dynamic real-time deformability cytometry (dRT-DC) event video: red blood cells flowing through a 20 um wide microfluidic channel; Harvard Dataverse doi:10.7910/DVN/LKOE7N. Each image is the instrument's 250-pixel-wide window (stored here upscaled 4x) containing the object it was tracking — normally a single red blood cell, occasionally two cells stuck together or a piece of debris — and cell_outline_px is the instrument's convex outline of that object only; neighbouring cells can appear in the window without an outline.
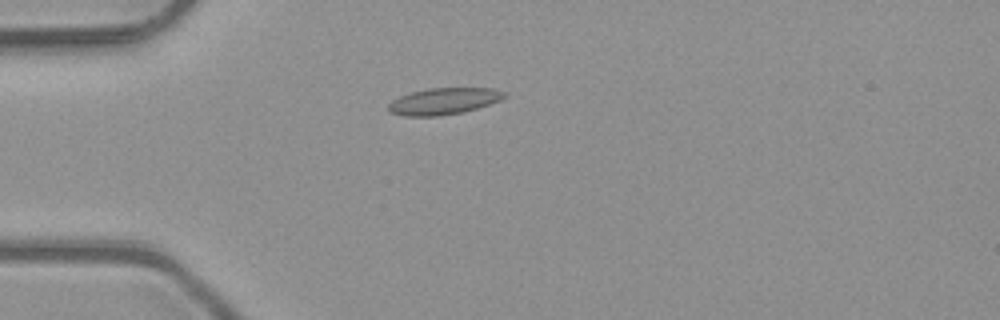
{"species": "common noctule bat (a hibernating species)", "species_latin": "Nyctalus noctula", "temperature_condition": "room temperature", "stored_images_in_passage": 4, "camera_frame_rate_fps": 3000, "um_per_image_px": 0.085, "animal": {"sex": "male", "body_mass_g": 23.1, "forearm_length_mm": 52.7}, "frame": {"image": 1, "passage_image": 4, "time_ms": 1.0, "image_size_px": [1000, 320], "cell_outline_px": [[508, 96], [500, 100], [464, 112], [436, 116], [404, 116], [392, 112], [388, 108], [388, 104], [392, 100], [400, 96], [412, 92], [428, 88], [492, 88], [504, 92]], "centroid_in_image_um": [37.72, 8.6], "position_along_channel_um": 47.3, "area_um2": 17.8}}